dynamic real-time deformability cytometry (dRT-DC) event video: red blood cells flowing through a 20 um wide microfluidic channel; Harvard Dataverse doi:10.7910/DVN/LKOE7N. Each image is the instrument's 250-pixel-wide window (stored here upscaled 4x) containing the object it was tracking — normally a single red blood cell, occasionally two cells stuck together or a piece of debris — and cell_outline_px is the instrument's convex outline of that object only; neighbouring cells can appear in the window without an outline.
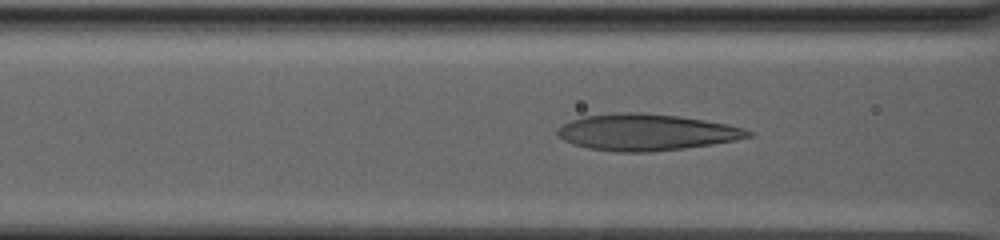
{"species": "human", "species_latin": "Homo sapiens", "temperature_condition": "warm", "stored_images_in_passage": 83, "camera_frame_rate_fps": 3000, "um_per_image_px": 0.085, "donor": {"sex": "male"}, "frame": {"image": 1, "passage_image": 39, "time_ms": 12.667, "image_size_px": [1000, 240], "cell_outline_px": [[752, 136], [736, 140], [712, 144], [684, 148], [648, 152], [616, 152], [588, 148], [572, 144], [564, 140], [556, 132], [564, 124], [572, 120], [584, 116], [620, 112], [636, 112], [676, 116], [704, 120], [728, 124], [744, 128], [752, 132]], "centroid_in_image_um": [54.94, 11.24], "position_along_channel_um": 111.7, "area_um2": 40.23}}
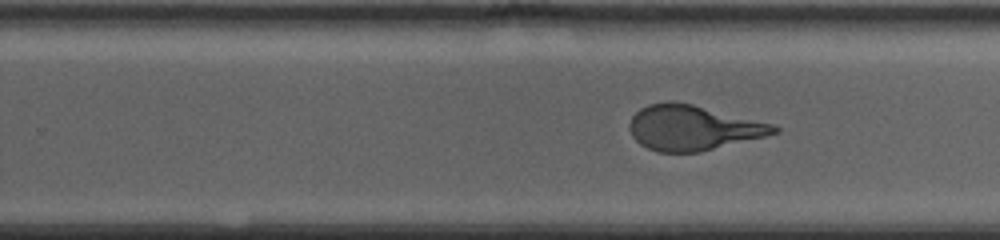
{"frame": {"image": 2, "passage_image": 58, "time_ms": 19.0, "image_size_px": [1000, 240], "cell_outline_px": [[780, 132], [700, 152], [656, 152], [640, 144], [632, 136], [628, 128], [628, 124], [632, 116], [640, 108], [648, 104], [668, 100], [676, 100], [772, 124], [780, 128]], "centroid_in_image_um": [58.83, 10.85], "position_along_channel_um": 271.0, "area_um2": 37.86}}
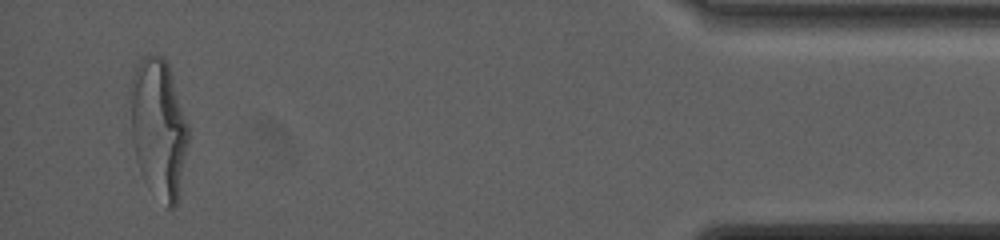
{"frame": {"image": 3, "passage_image": 83, "time_ms": 27.333, "image_size_px": [1000, 240], "cell_outline_px": [[188, 144], [176, 204], [172, 208], [168, 208], [136, 156], [132, 136], [128, 84], [140, 60], [148, 52], [160, 56], [168, 64], [188, 124]], "centroid_in_image_um": [13.47, 10.69], "position_along_channel_um": 421.7, "area_um2": 45.32}, "authors_computed_cell_mechanics": {"area_um2": 41.2114, "velocity_mm_per_s": 2.5216, "shape_relaxation_time_tau1_ms": 8.0412, "shape_relaxation_time_tau2_ms": null, "deformation_change_tau1": 0.2686, "deformation_change_tau2": null}}